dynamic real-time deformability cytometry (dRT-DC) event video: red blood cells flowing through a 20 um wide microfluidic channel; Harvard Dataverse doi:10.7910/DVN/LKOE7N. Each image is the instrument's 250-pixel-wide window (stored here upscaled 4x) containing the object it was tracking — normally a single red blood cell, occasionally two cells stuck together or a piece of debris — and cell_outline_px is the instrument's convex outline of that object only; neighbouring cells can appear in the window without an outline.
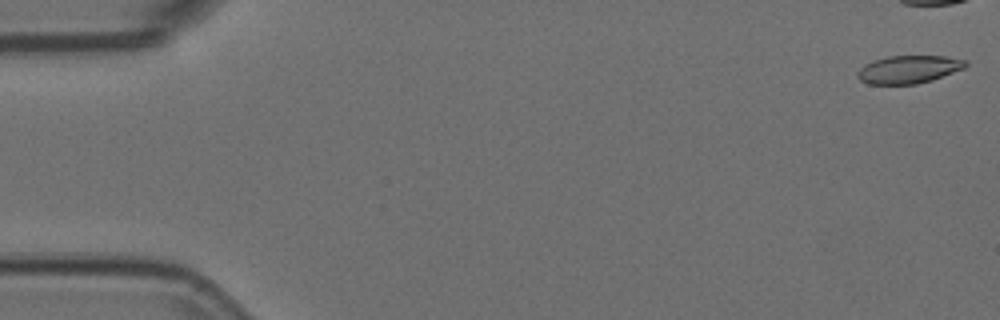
{"species": "Egyptian fruit bat (a non-hibernating species)", "species_latin": "Rousettus aegyptiacus", "temperature_condition": "room temperature", "stored_images_in_passage": 43, "camera_frame_rate_fps": 3000, "um_per_image_px": 0.085, "animal": {"sex": "female"}, "frame": {"image": 1, "passage_image": 1, "time_ms": 0.0, "image_size_px": [1000, 320], "cell_outline_px": [[968, 64], [964, 68], [932, 80], [916, 84], [868, 84], [860, 80], [856, 76], [860, 68], [864, 64], [872, 60], [888, 56], [944, 56], [968, 60]], "centroid_in_image_um": [77.23, 5.89], "position_along_channel_um": 7.8, "area_um2": 17.63}}
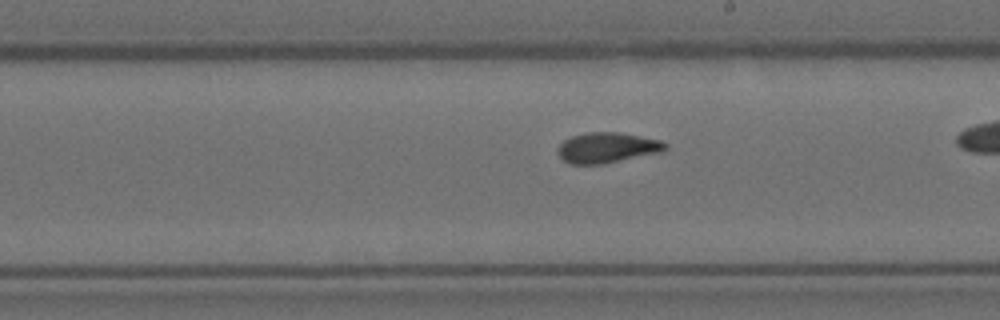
{"frame": {"image": 2, "passage_image": 31, "time_ms": 10.0, "image_size_px": [1000, 320], "cell_outline_px": [[668, 148], [664, 152], [604, 164], [568, 164], [556, 152], [556, 148], [564, 140], [572, 136], [588, 132], [620, 132], [660, 140], [668, 144]], "centroid_in_image_um": [51.63, 12.56], "position_along_channel_um": 237.4, "area_um2": 19.36}}
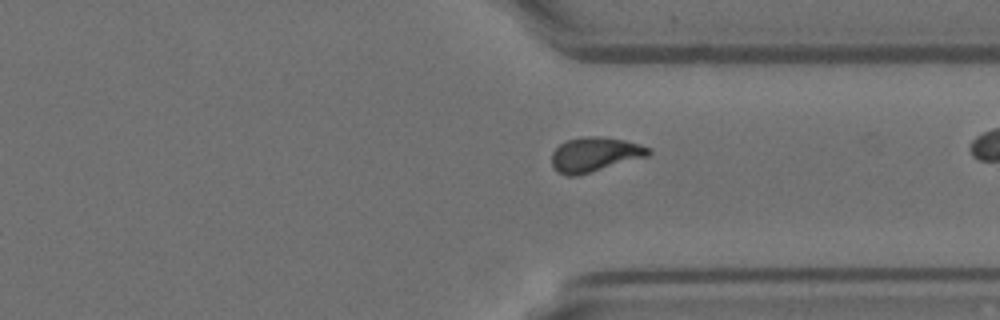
{"frame": {"image": 3, "passage_image": 41, "time_ms": 13.333, "image_size_px": [1000, 320], "cell_outline_px": [[652, 152], [648, 156], [576, 176], [568, 176], [556, 172], [552, 164], [552, 152], [560, 144], [568, 140], [588, 136], [600, 136], [624, 140], [640, 144], [652, 148]], "centroid_in_image_um": [50.57, 13.13], "position_along_channel_um": 360.8, "area_um2": 19.42}}